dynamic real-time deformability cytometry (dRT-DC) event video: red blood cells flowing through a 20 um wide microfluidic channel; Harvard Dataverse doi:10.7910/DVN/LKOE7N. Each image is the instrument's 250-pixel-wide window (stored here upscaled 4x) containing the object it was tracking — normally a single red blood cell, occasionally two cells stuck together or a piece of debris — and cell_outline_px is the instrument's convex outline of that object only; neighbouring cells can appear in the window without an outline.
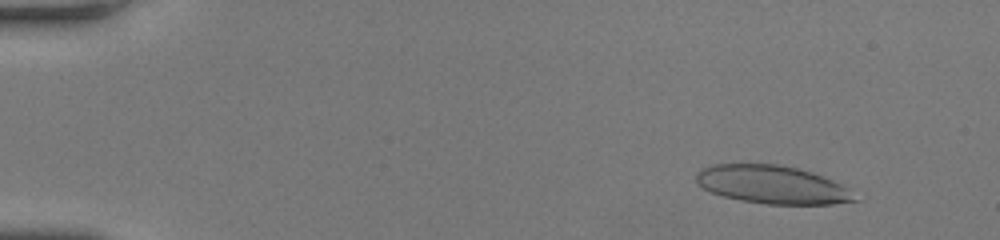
{"species": "human", "species_latin": "Homo sapiens", "temperature_condition": "room temperature", "stored_images_in_passage": 56, "camera_frame_rate_fps": 3000, "um_per_image_px": 0.085, "donor": {"sex": "female"}, "frame": {"image": 1, "passage_image": 6, "time_ms": 1.667, "image_size_px": [1000, 240], "cell_outline_px": [[860, 200], [832, 204], [764, 204], [740, 200], [724, 196], [700, 188], [696, 184], [696, 172], [712, 164], [780, 164], [812, 172], [832, 180], [848, 188]], "centroid_in_image_um": [65.62, 15.7], "position_along_channel_um": 19.4, "area_um2": 35.32}}
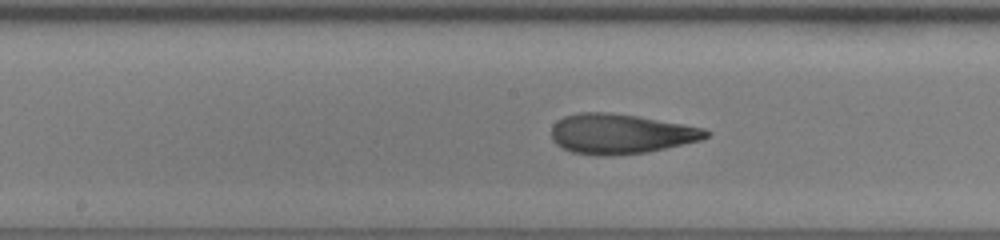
{"frame": {"image": 2, "passage_image": 30, "time_ms": 9.667, "image_size_px": [1000, 240], "cell_outline_px": [[712, 132], [708, 136], [700, 140], [648, 152], [608, 156], [596, 156], [572, 152], [556, 144], [552, 140], [552, 124], [556, 120], [564, 116], [580, 112], [608, 112], [636, 116], [684, 124], [704, 128]], "centroid_in_image_um": [52.73, 11.38], "position_along_channel_um": 195.5, "area_um2": 36.07}}
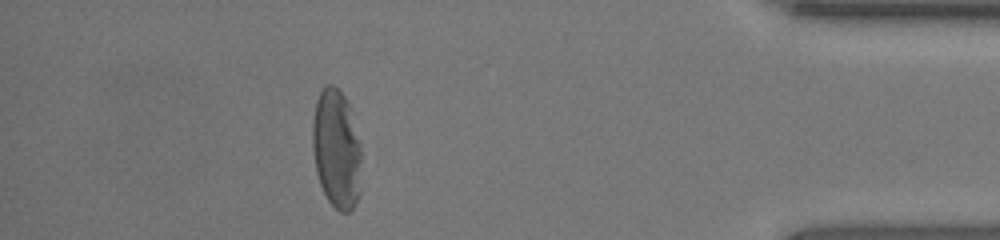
{"frame": {"image": 3, "passage_image": 50, "time_ms": 16.333, "image_size_px": [1000, 240], "cell_outline_px": [[360, 192], [356, 204], [348, 212], [340, 212], [328, 200], [320, 184], [316, 172], [312, 148], [312, 120], [316, 100], [320, 92], [328, 84], [332, 84], [344, 96], [348, 104], [360, 140]], "centroid_in_image_um": [28.59, 12.68], "position_along_channel_um": 406.6, "area_um2": 33.99}, "authors_computed_cell_mechanics": {"area_um2": 36.125, "velocity_mm_per_s": 3.7915, "shape_relaxation_time_tau1_ms": 5.8787, "shape_relaxation_time_tau2_ms": 1.7075, "deformation_change_tau1": 0.2474, "deformation_change_tau2": 0.1029}}